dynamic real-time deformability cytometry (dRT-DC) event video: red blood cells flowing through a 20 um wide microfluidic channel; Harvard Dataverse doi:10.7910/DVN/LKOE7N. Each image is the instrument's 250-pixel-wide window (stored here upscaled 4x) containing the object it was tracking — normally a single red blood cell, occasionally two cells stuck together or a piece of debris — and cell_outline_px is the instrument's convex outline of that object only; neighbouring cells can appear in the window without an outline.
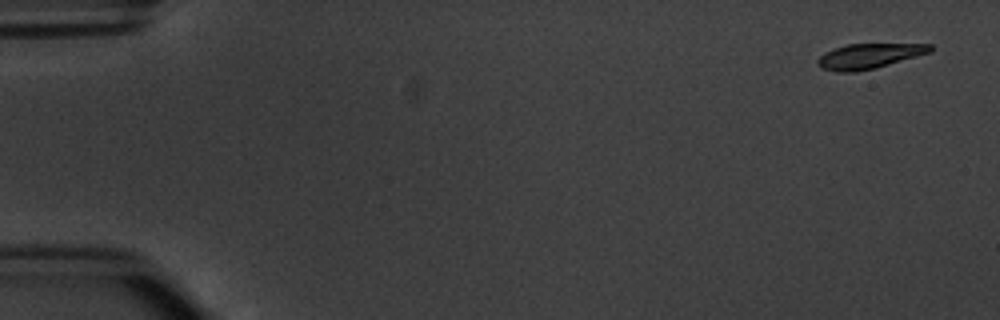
{"species": "common noctule bat (a hibernating species)", "species_latin": "Nyctalus noctula", "temperature_condition": "warm", "stored_images_in_passage": 4, "camera_frame_rate_fps": 3000, "um_per_image_px": 0.085, "animal": {"sex": "male", "body_mass_g": 20.1, "forearm_length_mm": 53.5}, "frame": {"image": 1, "passage_image": 1, "time_ms": 0.0, "image_size_px": [1000, 320], "cell_outline_px": [[932, 52], [876, 68], [856, 72], [836, 72], [820, 68], [816, 64], [816, 60], [820, 56], [836, 48], [848, 44], [932, 44]], "centroid_in_image_um": [73.87, 4.78], "position_along_channel_um": 11.1, "area_um2": 16.42}}
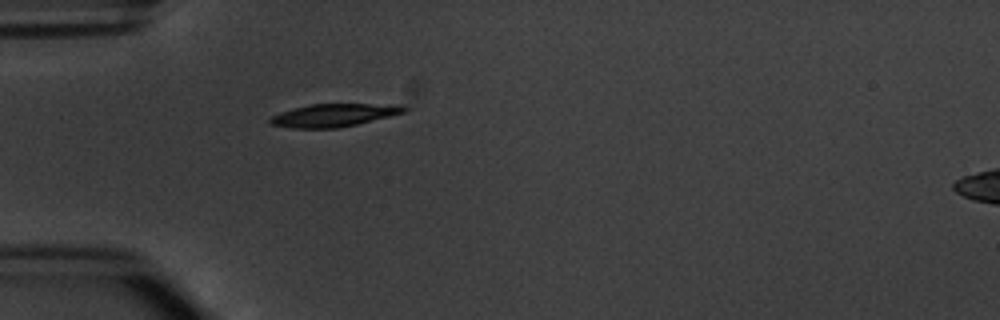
{"frame": {"image": 2, "passage_image": 4, "time_ms": 4.667, "image_size_px": [1000, 320], "cell_outline_px": [[408, 112], [356, 124], [336, 128], [292, 128], [268, 124], [268, 120], [272, 116], [280, 112], [292, 108], [312, 104], [400, 104], [408, 108]], "centroid_in_image_um": [28.39, 9.78], "position_along_channel_um": 56.6, "area_um2": 17.98}}